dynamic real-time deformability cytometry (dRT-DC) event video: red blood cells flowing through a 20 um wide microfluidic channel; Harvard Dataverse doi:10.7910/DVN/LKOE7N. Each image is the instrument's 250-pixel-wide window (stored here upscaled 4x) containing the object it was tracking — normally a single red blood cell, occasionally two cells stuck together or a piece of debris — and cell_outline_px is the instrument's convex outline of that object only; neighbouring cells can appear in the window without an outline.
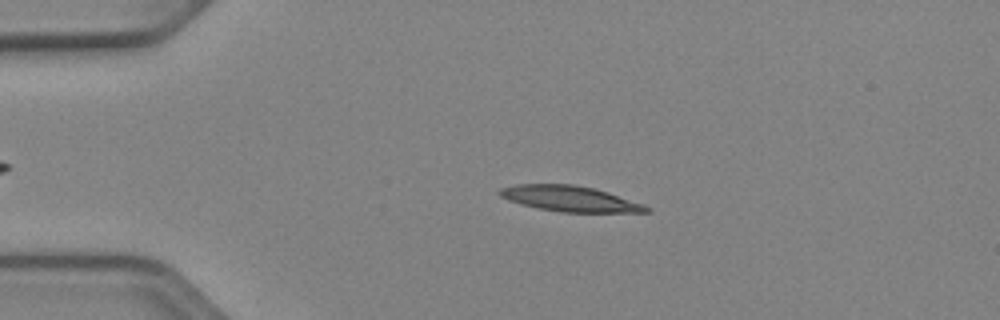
{"species": "Egyptian fruit bat (a non-hibernating species)", "species_latin": "Rousettus aegyptiacus", "temperature_condition": "cold", "stored_images_in_passage": 43, "camera_frame_rate_fps": 3000, "um_per_image_px": 0.085, "animal": {"sex": "female"}, "frame": {"image": 1, "passage_image": 11, "time_ms": 3.333, "image_size_px": [1000, 320], "cell_outline_px": [[652, 212], [560, 212], [540, 208], [508, 200], [500, 196], [496, 192], [500, 188], [516, 184], [572, 184], [596, 188], [644, 204], [652, 208]], "centroid_in_image_um": [48.47, 16.88], "position_along_channel_um": 36.5, "area_um2": 21.91}}
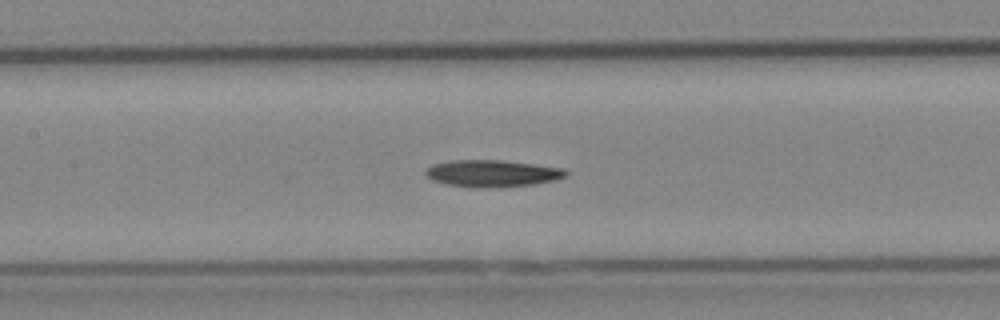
{"frame": {"image": 2, "passage_image": 24, "time_ms": 7.667, "image_size_px": [1000, 320], "cell_outline_px": [[568, 176], [552, 180], [532, 184], [448, 184], [432, 180], [424, 172], [432, 164], [452, 160], [504, 160], [536, 164], [564, 168], [568, 172]], "centroid_in_image_um": [41.88, 14.66], "position_along_channel_um": 165.5, "area_um2": 20.58}}
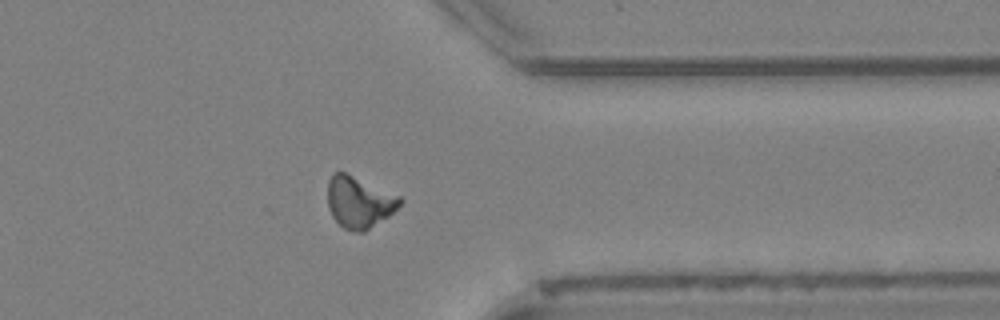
{"frame": {"image": 3, "passage_image": 41, "time_ms": 13.333, "image_size_px": [1000, 320], "cell_outline_px": [[404, 200], [388, 216], [364, 232], [356, 232], [344, 228], [332, 216], [328, 208], [328, 180], [332, 172], [344, 172], [400, 196]], "centroid_in_image_um": [30.5, 17.18], "position_along_channel_um": 380.9, "area_um2": 21.44}, "authors_computed_cell_mechanics": {"area_um2": 20.9814, "velocity_mm_per_s": 3.9065, "shape_relaxation_time_tau1_ms": 10.575, "shape_relaxation_time_tau2_ms": null, "deformation_change_tau1": 0.2386, "deformation_change_tau2": null}}